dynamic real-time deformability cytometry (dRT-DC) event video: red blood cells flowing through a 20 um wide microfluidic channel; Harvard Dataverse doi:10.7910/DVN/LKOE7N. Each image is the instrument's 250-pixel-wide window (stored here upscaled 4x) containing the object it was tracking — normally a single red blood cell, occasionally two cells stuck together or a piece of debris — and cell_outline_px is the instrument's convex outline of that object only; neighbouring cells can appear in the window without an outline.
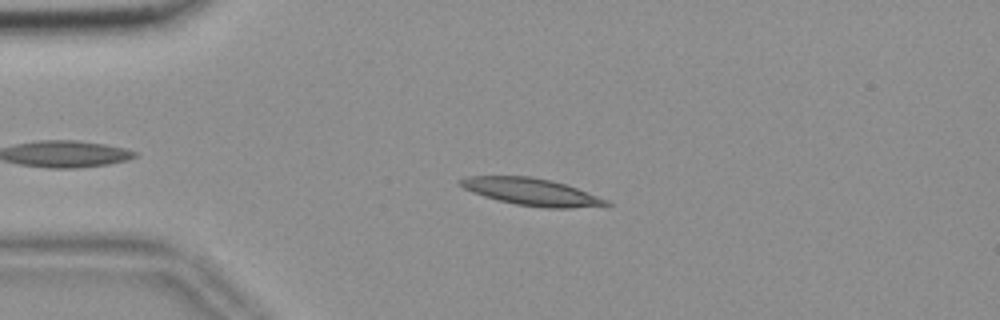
{"species": "common noctule bat (a hibernating species)", "species_latin": "Nyctalus noctula", "temperature_condition": "room temperature", "stored_images_in_passage": 40, "camera_frame_rate_fps": 3000, "um_per_image_px": 0.085, "animal": {"sex": "female", "body_mass_g": 18.4}, "frame": {"image": 1, "passage_image": 10, "time_ms": 3.0, "image_size_px": [1000, 320], "cell_outline_px": [[612, 204], [572, 208], [544, 208], [516, 204], [496, 200], [472, 192], [464, 188], [456, 180], [468, 176], [532, 176], [564, 184], [576, 188], [608, 200]], "centroid_in_image_um": [45.12, 16.3], "position_along_channel_um": 39.9, "area_um2": 22.83}}
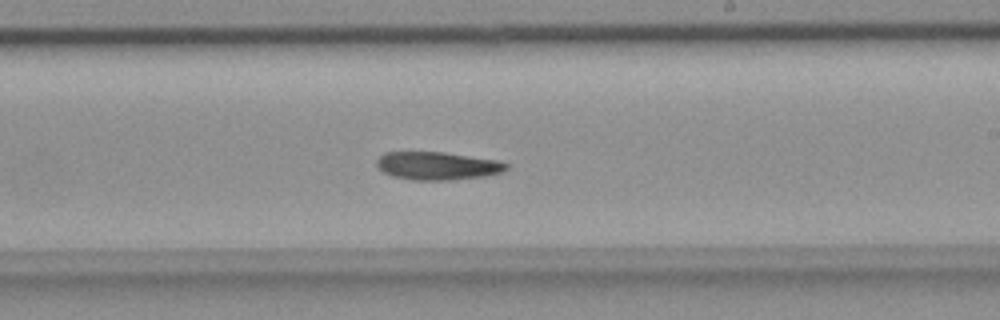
{"frame": {"image": 2, "passage_image": 30, "time_ms": 9.667, "image_size_px": [1000, 320], "cell_outline_px": [[508, 168], [500, 172], [484, 176], [452, 180], [412, 180], [392, 176], [384, 172], [376, 164], [376, 160], [384, 152], [444, 152], [496, 160], [508, 164]], "centroid_in_image_um": [37.15, 14.09], "position_along_channel_um": 251.8, "area_um2": 21.04}}
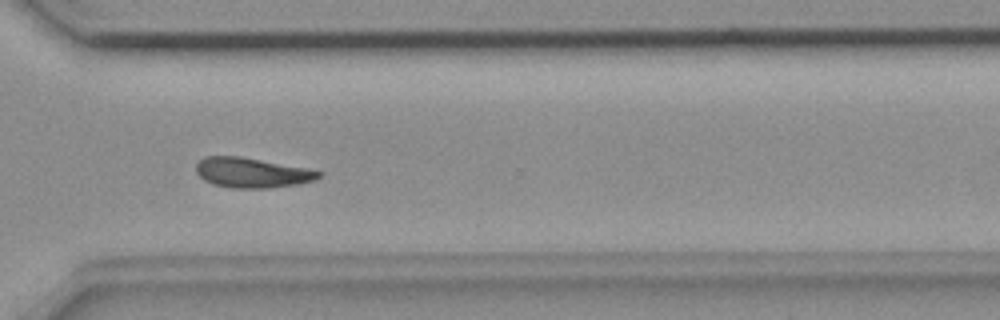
{"frame": {"image": 3, "passage_image": 38, "time_ms": 12.333, "image_size_px": [1000, 320], "cell_outline_px": [[324, 172], [316, 180], [300, 184], [268, 188], [232, 188], [212, 184], [204, 180], [196, 172], [196, 164], [204, 156], [236, 156], [308, 168]], "centroid_in_image_um": [21.43, 14.69], "position_along_channel_um": 349.2, "area_um2": 21.44}}